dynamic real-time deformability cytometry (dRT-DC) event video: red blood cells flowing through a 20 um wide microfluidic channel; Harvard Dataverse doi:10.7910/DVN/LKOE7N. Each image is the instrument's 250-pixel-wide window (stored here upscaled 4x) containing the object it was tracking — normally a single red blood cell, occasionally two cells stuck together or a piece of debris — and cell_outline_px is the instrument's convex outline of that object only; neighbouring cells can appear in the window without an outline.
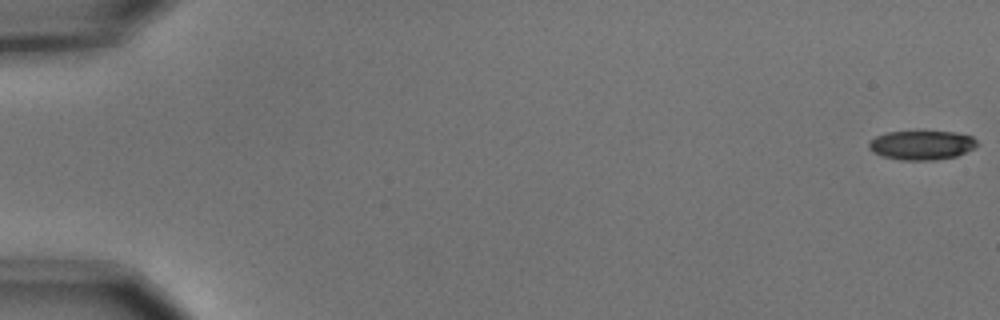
{"species": "common noctule bat (a hibernating species)", "species_latin": "Nyctalus noctula", "temperature_condition": "cold", "stored_images_in_passage": 6, "camera_frame_rate_fps": 3000, "um_per_image_px": 0.085, "animal": {"sex": "male", "body_mass_g": 15.6}, "frame": {"image": 1, "passage_image": 1, "time_ms": 0.0, "image_size_px": [1000, 320], "cell_outline_px": [[976, 144], [972, 148], [956, 156], [936, 160], [900, 160], [884, 156], [872, 152], [868, 148], [868, 144], [876, 136], [888, 132], [956, 132], [972, 136], [976, 140]], "centroid_in_image_um": [78.31, 12.34], "position_along_channel_um": 6.7, "area_um2": 18.15}}
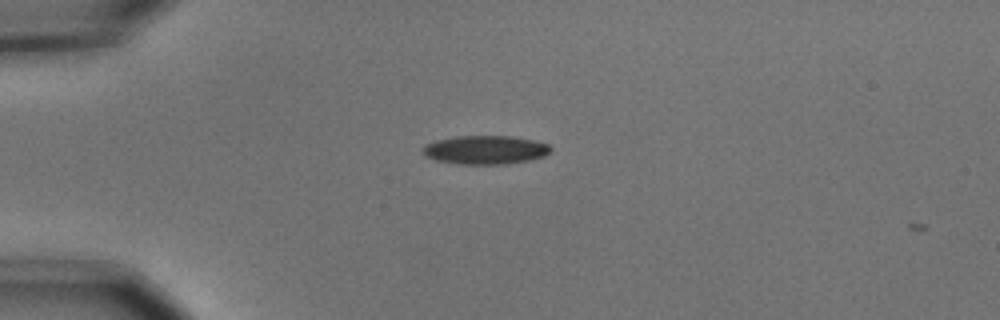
{"frame": {"image": 2, "passage_image": 5, "time_ms": 1.333, "image_size_px": [1000, 320], "cell_outline_px": [[552, 148], [544, 156], [528, 160], [504, 164], [456, 164], [436, 160], [424, 156], [420, 152], [420, 148], [424, 144], [436, 140], [456, 136], [508, 136], [536, 140], [548, 144]], "centroid_in_image_um": [41.18, 12.73], "position_along_channel_um": 43.8, "area_um2": 21.56}}